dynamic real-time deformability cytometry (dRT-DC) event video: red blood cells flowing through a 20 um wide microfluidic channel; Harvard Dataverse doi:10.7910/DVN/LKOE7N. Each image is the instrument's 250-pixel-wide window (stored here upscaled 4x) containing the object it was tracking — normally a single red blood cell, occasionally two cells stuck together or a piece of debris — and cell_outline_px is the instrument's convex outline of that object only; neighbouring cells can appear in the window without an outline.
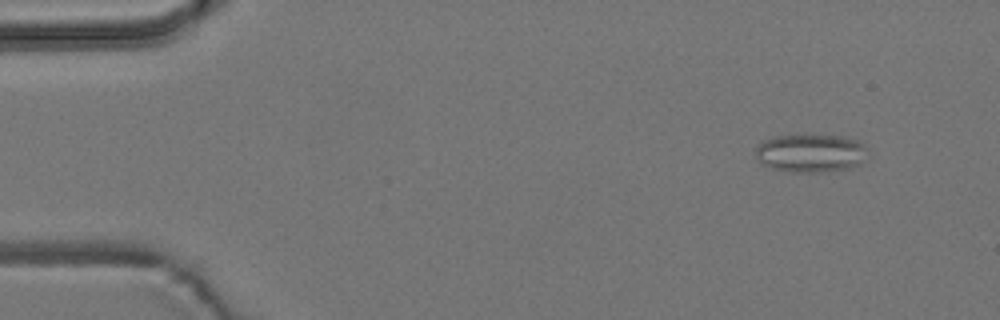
{"species": "common noctule bat (a hibernating species)", "species_latin": "Nyctalus noctula", "temperature_condition": "room temperature", "stored_images_in_passage": 6, "camera_frame_rate_fps": 3000, "um_per_image_px": 0.085, "animal": {"sex": "male", "body_mass_g": 19.2, "forearm_length_mm": 51.8}, "frame": {"image": 1, "passage_image": 2, "time_ms": 0.333, "image_size_px": [1000, 320], "cell_outline_px": [[868, 148], [860, 164], [848, 168], [816, 172], [788, 172], [772, 168], [760, 164], [756, 160], [756, 148], [764, 140], [772, 136], [848, 136], [864, 144]], "centroid_in_image_um": [68.88, 13.02], "position_along_channel_um": 16.1, "area_um2": 24.85}}